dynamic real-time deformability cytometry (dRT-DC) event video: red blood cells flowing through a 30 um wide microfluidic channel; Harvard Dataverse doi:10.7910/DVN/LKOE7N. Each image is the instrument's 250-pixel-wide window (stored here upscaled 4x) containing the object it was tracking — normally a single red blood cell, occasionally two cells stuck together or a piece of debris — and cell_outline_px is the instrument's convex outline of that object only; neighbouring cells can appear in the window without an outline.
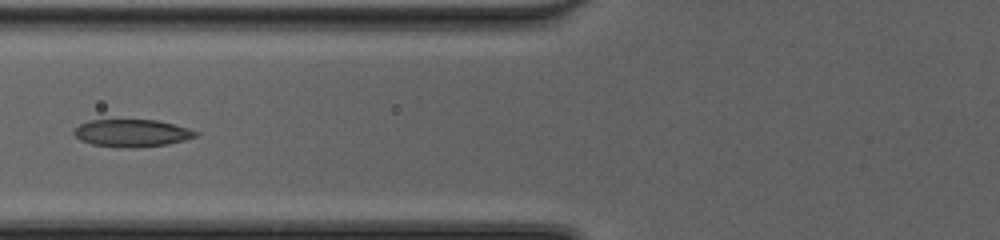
{"species": "common noctule bat (a hibernating species)", "species_latin": "Nyctalus noctula", "temperature_condition": "cold", "stored_images_in_passage": 48, "camera_frame_rate_fps": 3000, "um_per_image_px": 0.085, "animal": {"sex": "female", "body_mass_g": 20.0, "forearm_length_mm": 54.0}, "frame": {"image": 1, "passage_image": 21, "time_ms": 6.667, "image_size_px": [1000, 240], "cell_outline_px": [[200, 136], [168, 144], [132, 148], [128, 148], [92, 144], [80, 140], [72, 132], [80, 124], [88, 120], [156, 120], [188, 128], [200, 132]], "centroid_in_image_um": [11.24, 11.31], "position_along_channel_um": 114.6, "area_um2": 19.42}}
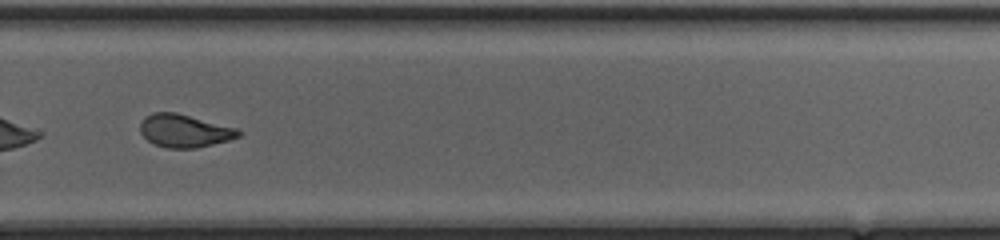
{"frame": {"image": 2, "passage_image": 35, "time_ms": 11.333, "image_size_px": [1000, 240], "cell_outline_px": [[244, 132], [240, 136], [228, 140], [196, 148], [168, 148], [152, 144], [140, 132], [140, 120], [144, 116], [152, 112], [176, 112], [240, 128]], "centroid_in_image_um": [15.69, 11.1], "position_along_channel_um": 314.1, "area_um2": 19.25}, "authors_computed_cell_mechanics": {"area_um2": 19.941, "velocity_mm_per_s": 4.2926, "shape_relaxation_time_tau1_ms": 6.8013, "shape_relaxation_time_tau2_ms": 1.7856, "deformation_change_tau1": 0.1984, "deformation_change_tau2": 0.0863}}